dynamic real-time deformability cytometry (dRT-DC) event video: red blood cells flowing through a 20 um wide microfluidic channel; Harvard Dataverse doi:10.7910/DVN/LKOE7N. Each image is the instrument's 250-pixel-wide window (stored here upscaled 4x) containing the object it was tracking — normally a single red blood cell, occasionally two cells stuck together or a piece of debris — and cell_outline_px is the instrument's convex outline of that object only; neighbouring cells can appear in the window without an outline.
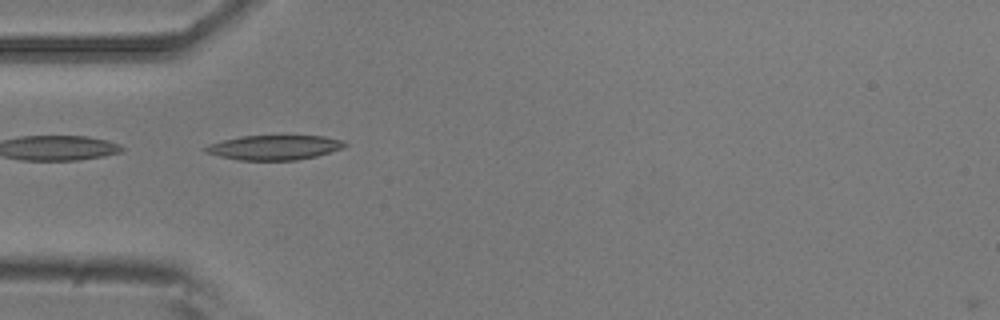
{"species": "common noctule bat (a hibernating species)", "species_latin": "Nyctalus noctula", "temperature_condition": "room temperature", "stored_images_in_passage": 5, "camera_frame_rate_fps": 3000, "um_per_image_px": 0.085, "animal": {"sex": "male", "body_mass_g": 20.5, "forearm_length_mm": 52.5}, "frame": {"image": 1, "passage_image": 4, "time_ms": 1.0, "image_size_px": [1000, 320], "cell_outline_px": [[348, 144], [344, 148], [316, 156], [296, 160], [240, 160], [220, 156], [204, 152], [200, 148], [208, 144], [240, 136], [324, 136], [344, 140]], "centroid_in_image_um": [23.31, 12.53], "position_along_channel_um": 61.7, "area_um2": 20.11}}